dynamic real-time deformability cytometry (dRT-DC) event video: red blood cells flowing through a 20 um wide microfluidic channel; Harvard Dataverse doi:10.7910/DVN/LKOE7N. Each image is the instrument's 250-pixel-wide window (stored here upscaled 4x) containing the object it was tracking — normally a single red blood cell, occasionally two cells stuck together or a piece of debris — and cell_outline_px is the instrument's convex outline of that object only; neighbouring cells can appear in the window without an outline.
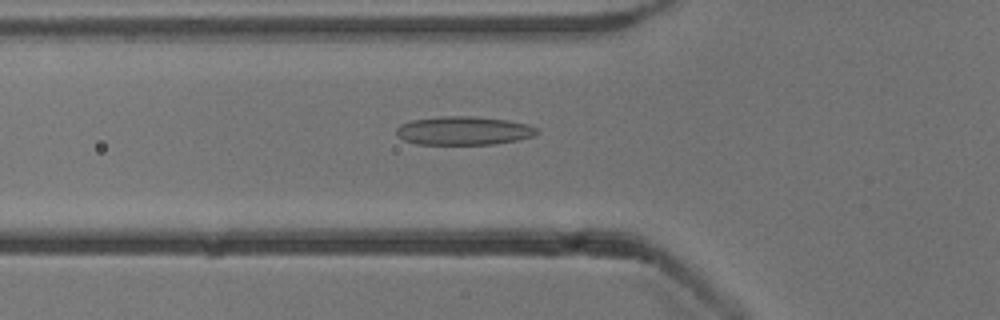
{"species": "common noctule bat (a hibernating species)", "species_latin": "Nyctalus noctula", "temperature_condition": "cold", "stored_images_in_passage": 40, "camera_frame_rate_fps": 3000, "um_per_image_px": 0.085, "animal": {"sex": "male", "body_mass_g": 13.3}, "frame": {"image": 1, "passage_image": 5, "time_ms": 1.333, "image_size_px": [1000, 320], "cell_outline_px": [[540, 132], [536, 136], [496, 144], [416, 144], [404, 140], [396, 132], [396, 128], [400, 124], [412, 120], [440, 116], [472, 116], [508, 120], [528, 124], [536, 128]], "centroid_in_image_um": [39.44, 11.1], "position_along_channel_um": 86.4, "area_um2": 23.47}}
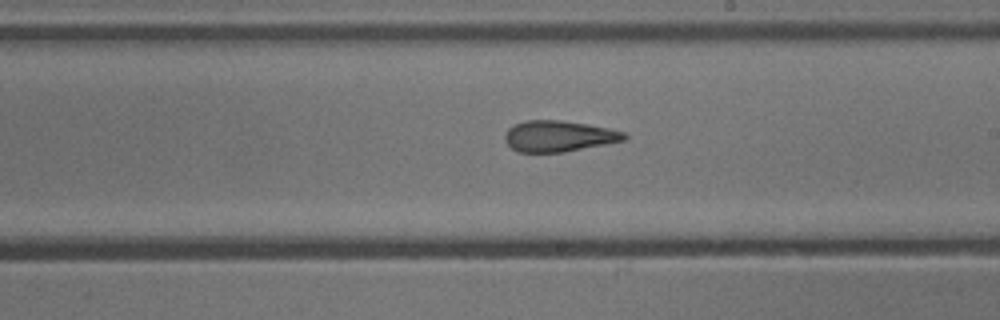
{"frame": {"image": 2, "passage_image": 17, "time_ms": 5.333, "image_size_px": [1000, 320], "cell_outline_px": [[628, 136], [624, 140], [564, 152], [520, 152], [512, 148], [504, 140], [504, 136], [508, 128], [516, 124], [528, 120], [560, 120], [588, 124], [608, 128], [624, 132]], "centroid_in_image_um": [47.48, 11.57], "position_along_channel_um": 241.5, "area_um2": 21.39}}
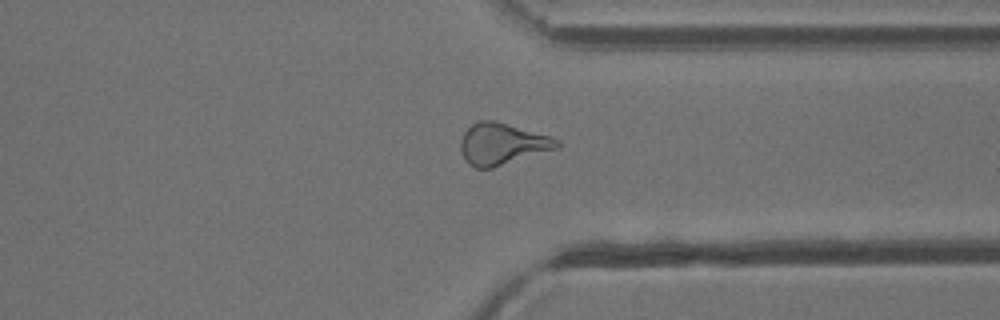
{"frame": {"image": 3, "passage_image": 27, "time_ms": 8.667, "image_size_px": [1000, 320], "cell_outline_px": [[560, 148], [492, 168], [476, 168], [468, 164], [460, 148], [460, 140], [464, 132], [472, 124], [480, 120], [492, 120], [552, 136], [560, 140]], "centroid_in_image_um": [42.71, 12.24], "position_along_channel_um": 368.7, "area_um2": 23.41}, "authors_computed_cell_mechanics": {"area_um2": 23.0044, "velocity_mm_per_s": 3.849, "shape_relaxation_time_tau1_ms": null, "shape_relaxation_time_tau2_ms": 2.4526, "deformation_change_tau1": null, "deformation_change_tau2": 0.1188}}